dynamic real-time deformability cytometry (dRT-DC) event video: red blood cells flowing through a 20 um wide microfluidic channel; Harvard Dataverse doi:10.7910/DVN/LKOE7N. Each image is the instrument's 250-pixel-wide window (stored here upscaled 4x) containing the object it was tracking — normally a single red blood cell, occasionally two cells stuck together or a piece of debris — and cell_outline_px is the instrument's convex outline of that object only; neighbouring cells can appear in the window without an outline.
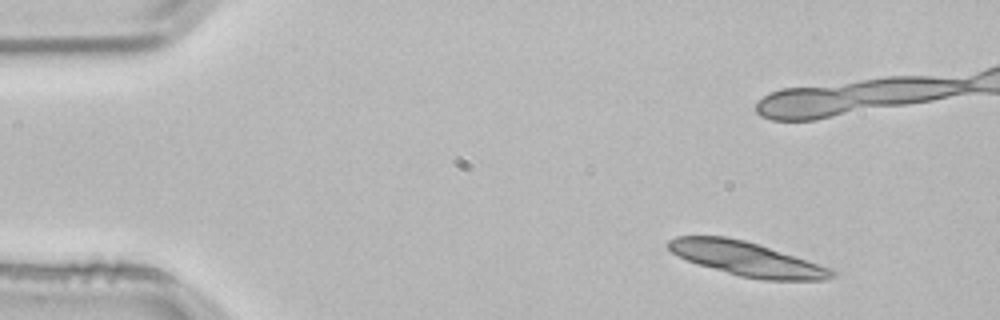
{"species": "common noctule bat (a hibernating species)", "species_latin": "Nyctalus noctula", "temperature_condition": "room temperature", "stored_images_in_passage": 4, "camera_frame_rate_fps": 3000, "um_per_image_px": 0.085, "animal": {"sex": "male", "body_mass_g": 21.5, "forearm_length_mm": 52.0}, "frame": {"image": 1, "passage_image": 1, "time_ms": 0.0, "image_size_px": [1000, 320], "cell_outline_px": [[840, 272], [836, 276], [828, 280], [764, 280], [740, 276], [700, 264], [688, 260], [672, 252], [668, 248], [668, 240], [676, 236], [724, 236], [744, 240], [836, 268]], "centroid_in_image_um": [63.62, 22.02], "position_along_channel_um": 21.4, "area_um2": 32.6}}